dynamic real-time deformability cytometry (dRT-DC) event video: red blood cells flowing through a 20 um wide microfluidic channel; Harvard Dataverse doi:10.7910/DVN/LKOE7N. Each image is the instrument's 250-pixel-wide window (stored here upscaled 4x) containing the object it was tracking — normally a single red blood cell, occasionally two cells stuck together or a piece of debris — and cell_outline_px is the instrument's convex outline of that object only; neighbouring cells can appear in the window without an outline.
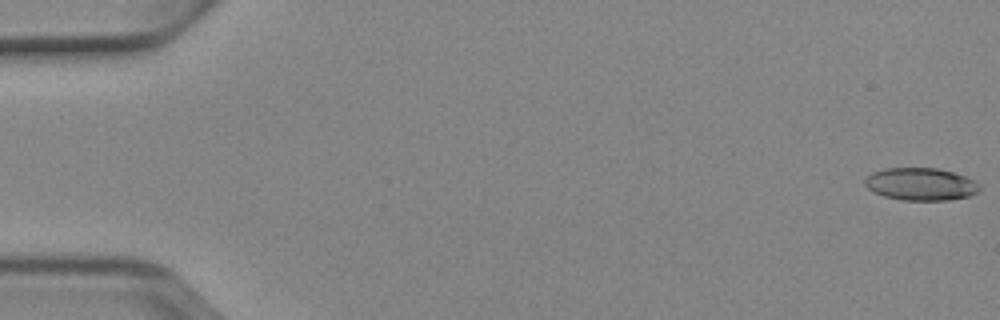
{"species": "Egyptian fruit bat (a non-hibernating species)", "species_latin": "Rousettus aegyptiacus", "temperature_condition": "cold", "stored_images_in_passage": 52, "camera_frame_rate_fps": 3000, "um_per_image_px": 0.085, "animal": {"sex": "female"}, "frame": {"image": 1, "passage_image": 1, "time_ms": 0.0, "image_size_px": [1000, 320], "cell_outline_px": [[980, 188], [976, 192], [968, 196], [948, 200], [904, 200], [884, 196], [872, 192], [864, 184], [864, 180], [872, 172], [884, 168], [936, 168], [952, 172], [964, 176], [980, 184]], "centroid_in_image_um": [78.22, 15.65], "position_along_channel_um": 6.8, "area_um2": 21.62}}
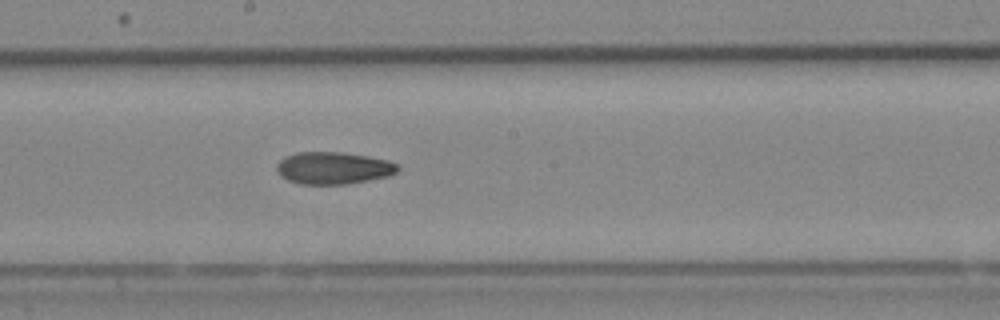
{"frame": {"image": 2, "passage_image": 29, "time_ms": 9.333, "image_size_px": [1000, 320], "cell_outline_px": [[400, 168], [396, 172], [388, 176], [348, 184], [300, 184], [288, 180], [280, 176], [276, 172], [276, 164], [284, 156], [296, 152], [344, 152], [368, 156], [388, 160], [396, 164]], "centroid_in_image_um": [28.3, 14.27], "position_along_channel_um": 219.9, "area_um2": 22.89}}
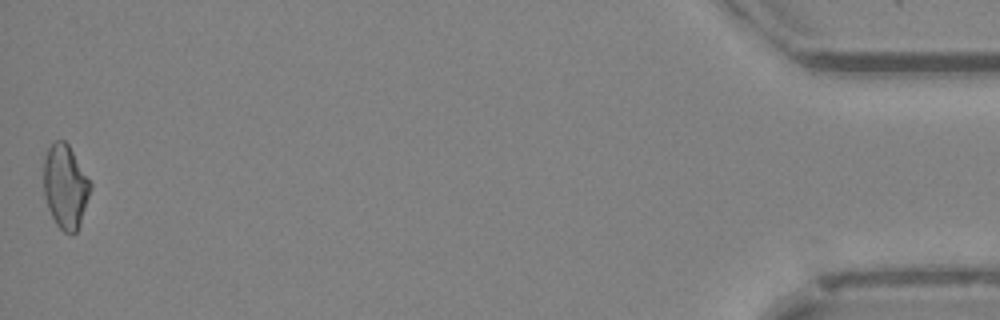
{"frame": {"image": 3, "passage_image": 52, "time_ms": 17.0, "image_size_px": [1000, 320], "cell_outline_px": [[92, 188], [80, 224], [76, 232], [72, 236], [64, 232], [56, 224], [48, 208], [44, 196], [44, 156], [48, 148], [56, 140], [64, 140], [68, 144], [92, 184]], "centroid_in_image_um": [5.56, 15.88], "position_along_channel_um": 429.6, "area_um2": 22.89}}